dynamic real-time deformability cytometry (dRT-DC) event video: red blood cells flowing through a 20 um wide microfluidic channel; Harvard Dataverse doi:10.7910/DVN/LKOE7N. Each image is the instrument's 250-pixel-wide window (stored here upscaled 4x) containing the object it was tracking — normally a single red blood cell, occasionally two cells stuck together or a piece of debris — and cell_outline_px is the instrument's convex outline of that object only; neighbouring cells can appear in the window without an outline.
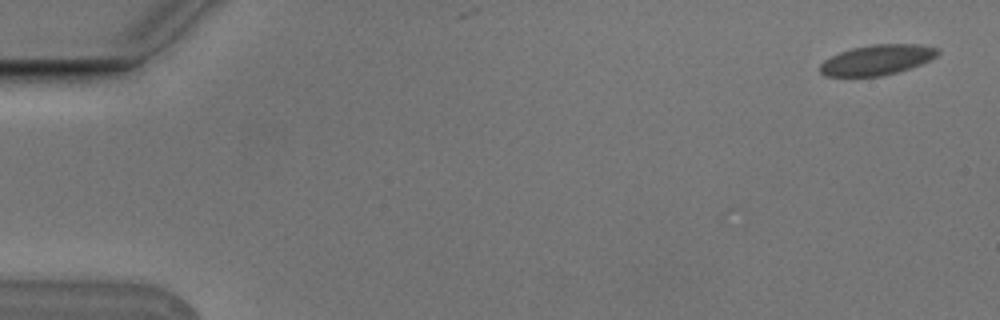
{"species": "Egyptian fruit bat (a non-hibernating species)", "species_latin": "Rousettus aegyptiacus", "temperature_condition": "cold", "stored_images_in_passage": 3, "camera_frame_rate_fps": 3000, "um_per_image_px": 0.085, "animal": {"sex": "male"}, "frame": {"image": 1, "passage_image": 1, "time_ms": 0.0, "image_size_px": [1000, 320], "cell_outline_px": [[940, 52], [936, 56], [920, 64], [896, 72], [880, 76], [824, 76], [820, 72], [820, 64], [824, 60], [840, 52], [852, 48], [872, 44], [920, 44], [936, 48]], "centroid_in_image_um": [74.52, 5.08], "position_along_channel_um": 10.5, "area_um2": 20.46}}